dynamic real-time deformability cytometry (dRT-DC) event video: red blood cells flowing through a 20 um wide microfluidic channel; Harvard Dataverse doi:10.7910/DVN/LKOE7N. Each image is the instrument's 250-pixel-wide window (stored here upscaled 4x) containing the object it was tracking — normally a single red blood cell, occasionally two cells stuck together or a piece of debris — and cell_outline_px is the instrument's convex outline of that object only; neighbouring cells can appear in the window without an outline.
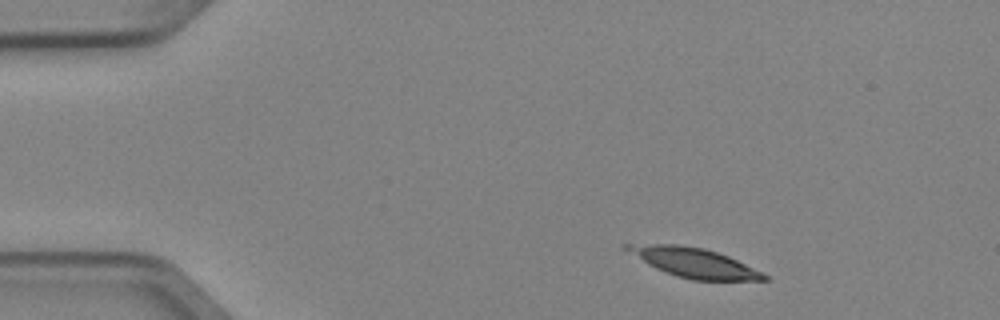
{"species": "Egyptian fruit bat (a non-hibernating species)", "species_latin": "Rousettus aegyptiacus", "temperature_condition": "cold", "stored_images_in_passage": 3, "camera_frame_rate_fps": 3000, "um_per_image_px": 0.085, "animal": {"sex": "female"}, "frame": {"image": 1, "passage_image": 1, "time_ms": 0.0, "image_size_px": [1000, 320], "cell_outline_px": [[768, 280], [692, 280], [676, 276], [656, 268], [648, 264], [620, 248], [620, 244], [680, 244], [704, 248], [728, 256], [764, 272], [768, 276]], "centroid_in_image_um": [58.96, 22.31], "position_along_channel_um": 26.0, "area_um2": 23.64}}